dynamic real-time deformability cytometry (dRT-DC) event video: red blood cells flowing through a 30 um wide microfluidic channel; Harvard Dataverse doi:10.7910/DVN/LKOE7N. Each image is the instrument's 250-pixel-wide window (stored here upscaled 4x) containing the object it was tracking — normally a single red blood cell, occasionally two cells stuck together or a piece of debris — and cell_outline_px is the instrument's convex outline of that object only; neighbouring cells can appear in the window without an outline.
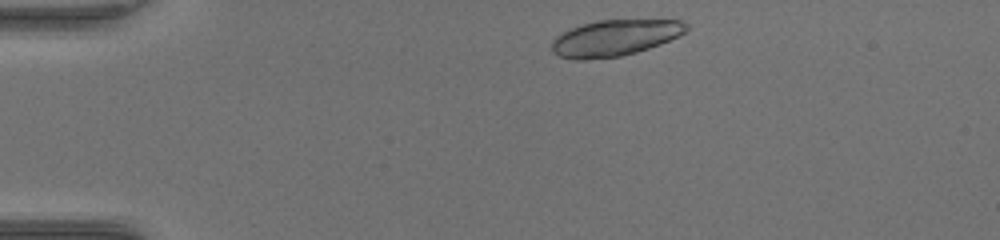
{"species": "common noctule bat (a hibernating species)", "species_latin": "Nyctalus noctula", "temperature_condition": "warm", "stored_images_in_passage": 35, "camera_frame_rate_fps": 3000, "um_per_image_px": 0.085, "animal": {"sex": "female", "body_mass_g": 17.0, "forearm_length_mm": 48.0}, "frame": {"image": 1, "passage_image": 2, "time_ms": 0.333, "image_size_px": [1000, 240], "cell_outline_px": [[688, 28], [684, 32], [660, 44], [636, 52], [620, 56], [588, 60], [572, 60], [560, 56], [552, 52], [552, 40], [560, 32], [580, 24], [596, 20], [680, 20], [688, 24]], "centroid_in_image_um": [52.19, 3.22], "position_along_channel_um": 32.8, "area_um2": 28.44}}